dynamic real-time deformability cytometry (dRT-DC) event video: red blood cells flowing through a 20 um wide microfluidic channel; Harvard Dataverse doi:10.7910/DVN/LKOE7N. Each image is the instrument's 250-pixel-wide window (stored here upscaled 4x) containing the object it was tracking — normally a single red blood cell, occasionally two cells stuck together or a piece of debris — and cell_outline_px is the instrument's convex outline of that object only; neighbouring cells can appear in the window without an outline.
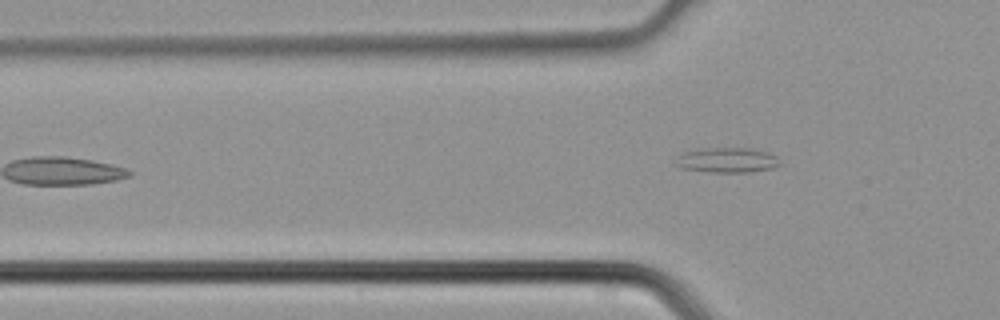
{"species": "common noctule bat (a hibernating species)", "species_latin": "Nyctalus noctula", "temperature_condition": "cold", "stored_images_in_passage": 4, "camera_frame_rate_fps": 3000, "um_per_image_px": 0.085, "animal": {"sex": "male", "body_mass_g": 21.5, "forearm_length_mm": 52.0}, "frame": {"image": 1, "passage_image": 4, "time_ms": 1.0, "image_size_px": [1000, 320], "cell_outline_px": [[780, 164], [772, 168], [748, 172], [708, 172], [680, 168], [676, 164], [680, 156], [684, 152], [700, 148], [752, 148], [768, 152], [776, 156]], "centroid_in_image_um": [61.82, 13.61], "position_along_channel_um": 64.0, "area_um2": 15.09}}